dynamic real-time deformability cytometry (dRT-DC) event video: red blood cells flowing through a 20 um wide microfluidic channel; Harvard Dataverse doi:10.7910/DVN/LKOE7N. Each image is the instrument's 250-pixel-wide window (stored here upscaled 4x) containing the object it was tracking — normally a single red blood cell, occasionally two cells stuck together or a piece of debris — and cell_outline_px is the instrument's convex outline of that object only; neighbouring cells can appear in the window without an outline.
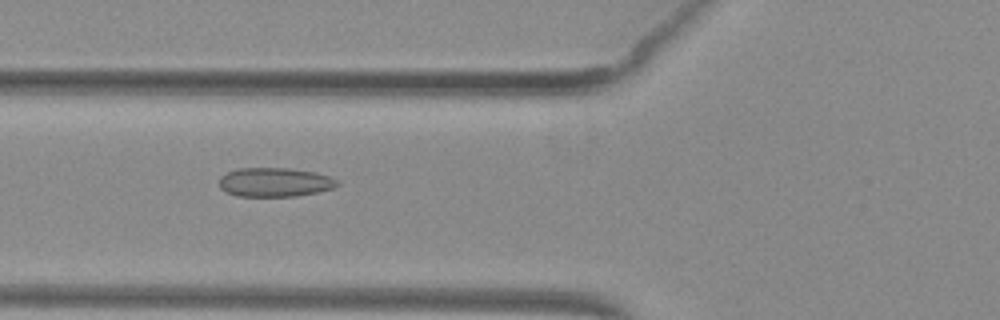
{"species": "common noctule bat (a hibernating species)", "species_latin": "Nyctalus noctula", "temperature_condition": "warm", "stored_images_in_passage": 45, "camera_frame_rate_fps": 3000, "um_per_image_px": 0.085, "animal": {"sex": "female", "body_mass_g": 29.2, "forearm_length_mm": 56.3}, "frame": {"image": 1, "passage_image": 12, "time_ms": 3.667, "image_size_px": [1000, 320], "cell_outline_px": [[340, 184], [332, 188], [316, 192], [296, 196], [236, 196], [220, 188], [220, 176], [228, 172], [240, 168], [288, 168], [316, 172], [328, 176], [336, 180]], "centroid_in_image_um": [23.35, 15.48], "position_along_channel_um": 102.5, "area_um2": 19.83}}
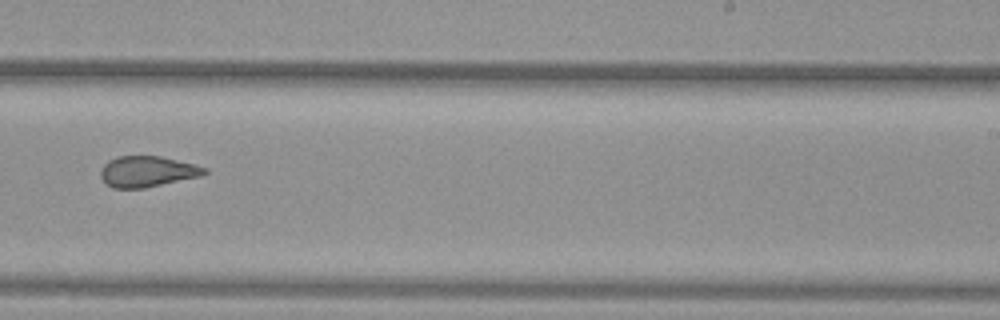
{"frame": {"image": 2, "passage_image": 25, "time_ms": 8.0, "image_size_px": [1000, 320], "cell_outline_px": [[208, 172], [200, 176], [144, 188], [112, 188], [100, 176], [100, 172], [104, 164], [108, 160], [116, 156], [160, 156], [208, 168]], "centroid_in_image_um": [12.5, 14.57], "position_along_channel_um": 276.5, "area_um2": 18.5}}
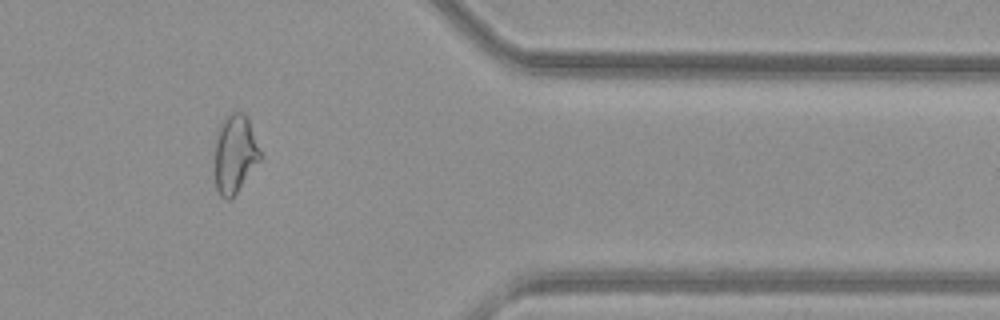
{"frame": {"image": 3, "passage_image": 35, "time_ms": 11.333, "image_size_px": [1000, 320], "cell_outline_px": [[264, 156], [236, 192], [228, 200], [224, 200], [220, 196], [216, 188], [216, 132], [220, 124], [228, 112], [244, 112], [248, 116]], "centroid_in_image_um": [20.01, 13.02], "position_along_channel_um": 391.4, "area_um2": 21.1}}